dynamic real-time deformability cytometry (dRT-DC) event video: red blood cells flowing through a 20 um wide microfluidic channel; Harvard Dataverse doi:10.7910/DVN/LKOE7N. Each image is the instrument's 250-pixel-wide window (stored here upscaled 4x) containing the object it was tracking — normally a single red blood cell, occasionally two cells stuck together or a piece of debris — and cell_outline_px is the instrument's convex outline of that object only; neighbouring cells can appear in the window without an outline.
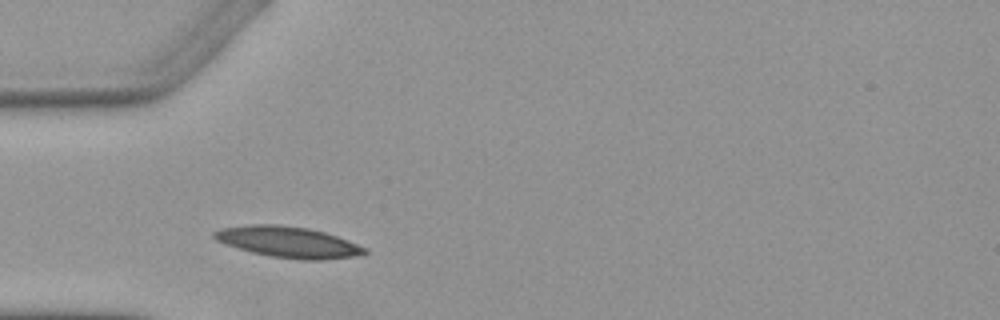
{"species": "Egyptian fruit bat (a non-hibernating species)", "species_latin": "Rousettus aegyptiacus", "temperature_condition": "warm", "stored_images_in_passage": 5, "camera_frame_rate_fps": 3000, "um_per_image_px": 0.085, "animal": {"sex": "female"}, "frame": {"image": 1, "passage_image": 1, "time_ms": 0.0, "image_size_px": [1000, 320], "cell_outline_px": [[368, 252], [356, 256], [324, 260], [300, 260], [268, 256], [252, 252], [216, 240], [212, 236], [212, 232], [220, 228], [252, 224], [276, 224], [308, 228], [324, 232], [348, 240], [368, 248]], "centroid_in_image_um": [24.52, 20.58], "position_along_channel_um": 60.5, "area_um2": 27.22}}
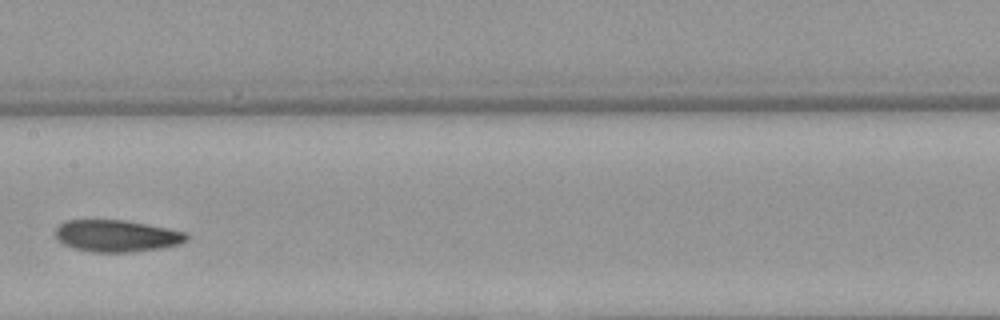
{"frame": {"image": 2, "passage_image": 4, "time_ms": 3.667, "image_size_px": [1000, 320], "cell_outline_px": [[188, 240], [180, 244], [160, 248], [128, 252], [92, 252], [72, 248], [64, 244], [56, 236], [56, 228], [64, 220], [124, 220], [168, 228], [188, 232]], "centroid_in_image_um": [9.94, 20.05], "position_along_channel_um": 197.5, "area_um2": 24.33}}
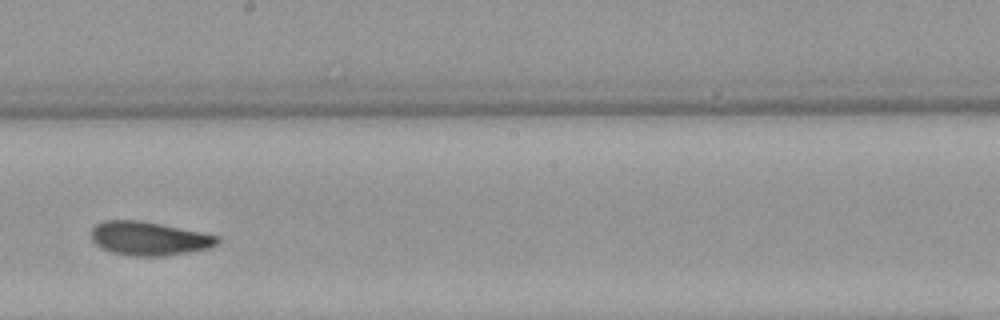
{"frame": {"image": 3, "passage_image": 5, "time_ms": 4.667, "image_size_px": [1000, 320], "cell_outline_px": [[220, 240], [216, 244], [208, 248], [192, 252], [164, 256], [128, 256], [112, 252], [100, 248], [92, 240], [92, 228], [96, 224], [104, 220], [140, 220], [220, 236]], "centroid_in_image_um": [12.65, 20.28], "position_along_channel_um": 235.5, "area_um2": 24.85}}